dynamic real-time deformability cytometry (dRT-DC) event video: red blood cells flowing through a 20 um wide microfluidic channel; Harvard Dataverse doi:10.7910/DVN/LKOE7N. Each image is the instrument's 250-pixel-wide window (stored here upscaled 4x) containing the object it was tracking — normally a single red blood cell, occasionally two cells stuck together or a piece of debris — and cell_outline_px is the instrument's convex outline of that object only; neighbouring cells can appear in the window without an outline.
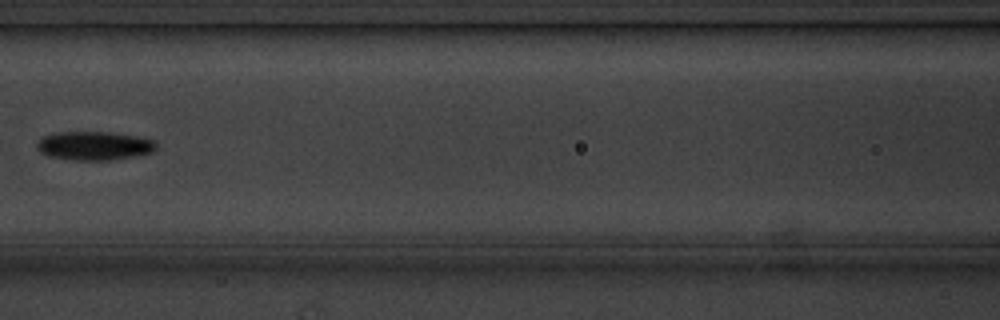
{"species": "common noctule bat (a hibernating species)", "species_latin": "Nyctalus noctula", "temperature_condition": "cold", "stored_images_in_passage": 9, "camera_frame_rate_fps": 3000, "um_per_image_px": 0.085, "animal": {"sex": "male", "body_mass_g": 20.1, "forearm_length_mm": 53.5}, "frame": {"image": 1, "passage_image": 7, "time_ms": 7.0, "image_size_px": [1000, 320], "cell_outline_px": [[156, 148], [152, 152], [140, 156], [112, 160], [72, 160], [48, 156], [40, 152], [36, 148], [36, 144], [44, 136], [56, 132], [112, 132], [136, 136], [156, 140]], "centroid_in_image_um": [8.04, 12.39], "position_along_channel_um": 158.6, "area_um2": 20.23}}
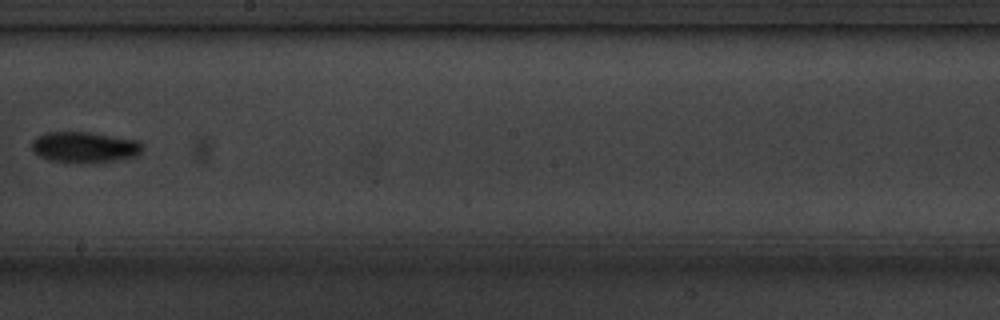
{"frame": {"image": 2, "passage_image": 9, "time_ms": 9.333, "image_size_px": [1000, 320], "cell_outline_px": [[144, 148], [136, 156], [120, 160], [100, 164], [88, 164], [48, 160], [40, 156], [32, 148], [32, 140], [36, 136], [48, 132], [88, 132], [140, 140], [144, 144]], "centroid_in_image_um": [7.25, 12.53], "position_along_channel_um": 240.9, "area_um2": 20.46}}